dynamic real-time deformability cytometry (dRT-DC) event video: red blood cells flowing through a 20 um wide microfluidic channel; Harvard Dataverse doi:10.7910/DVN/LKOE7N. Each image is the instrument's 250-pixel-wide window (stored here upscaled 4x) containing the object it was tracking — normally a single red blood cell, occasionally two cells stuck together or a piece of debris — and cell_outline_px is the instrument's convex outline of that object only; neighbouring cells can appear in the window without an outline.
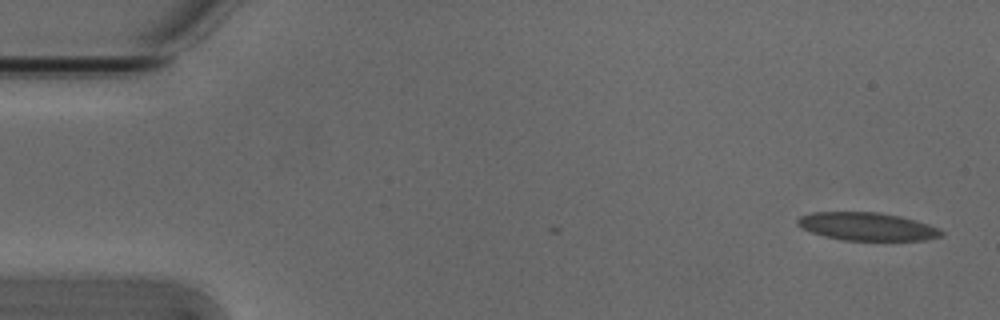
{"species": "Egyptian fruit bat (a non-hibernating species)", "species_latin": "Rousettus aegyptiacus", "temperature_condition": "cold", "stored_images_in_passage": 2, "camera_frame_rate_fps": 3000, "um_per_image_px": 0.085, "animal": {"sex": "male"}, "frame": {"image": 1, "passage_image": 2, "time_ms": 0.333, "image_size_px": [1000, 320], "cell_outline_px": [[944, 236], [924, 240], [844, 240], [824, 236], [812, 232], [796, 224], [796, 220], [800, 216], [812, 212], [876, 212], [900, 216], [928, 224], [940, 228], [944, 232]], "centroid_in_image_um": [73.72, 19.25], "position_along_channel_um": 11.3, "area_um2": 23.41}}